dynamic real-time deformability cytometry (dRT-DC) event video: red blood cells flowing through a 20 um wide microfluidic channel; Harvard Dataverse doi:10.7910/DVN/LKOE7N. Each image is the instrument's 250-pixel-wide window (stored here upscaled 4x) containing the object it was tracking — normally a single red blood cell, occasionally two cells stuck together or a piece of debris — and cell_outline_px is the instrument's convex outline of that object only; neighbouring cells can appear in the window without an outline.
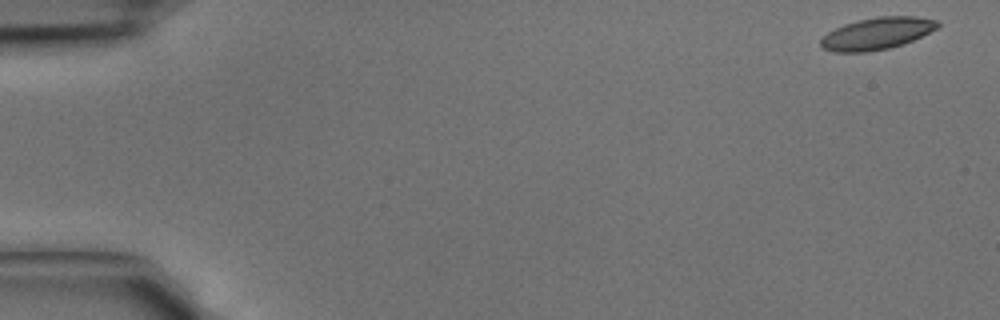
{"species": "common noctule bat (a hibernating species)", "species_latin": "Nyctalus noctula", "temperature_condition": "cold", "stored_images_in_passage": 8, "camera_frame_rate_fps": 3000, "um_per_image_px": 0.085, "animal": {"sex": "male", "body_mass_g": 15.6}, "frame": {"image": 1, "passage_image": 1, "time_ms": 0.0, "image_size_px": [1000, 320], "cell_outline_px": [[940, 24], [936, 28], [912, 40], [888, 48], [868, 52], [832, 52], [824, 48], [820, 44], [820, 40], [828, 32], [844, 24], [860, 20], [880, 16], [916, 16], [936, 20]], "centroid_in_image_um": [74.51, 2.85], "position_along_channel_um": 10.5, "area_um2": 21.39}}